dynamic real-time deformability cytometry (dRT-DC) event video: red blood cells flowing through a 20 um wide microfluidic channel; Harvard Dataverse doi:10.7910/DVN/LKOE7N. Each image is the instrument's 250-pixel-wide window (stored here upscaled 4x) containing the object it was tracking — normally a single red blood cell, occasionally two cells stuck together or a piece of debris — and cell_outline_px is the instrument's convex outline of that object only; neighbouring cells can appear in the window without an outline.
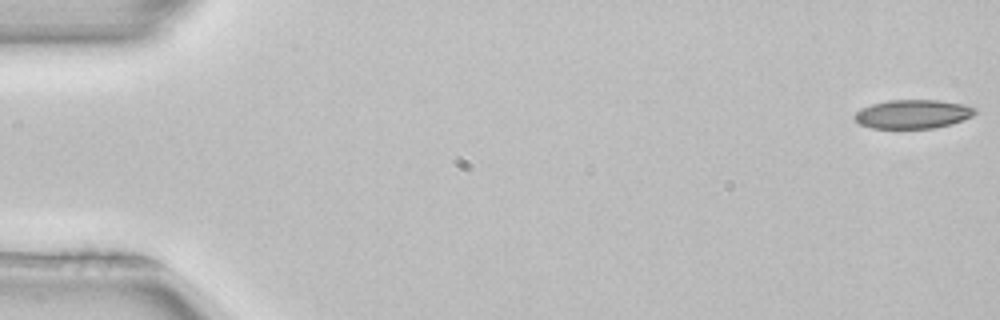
{"species": "common noctule bat (a hibernating species)", "species_latin": "Nyctalus noctula", "temperature_condition": "room temperature", "stored_images_in_passage": 52, "camera_frame_rate_fps": 3000, "um_per_image_px": 0.085, "animal": {"sex": "female", "body_mass_g": 22.7, "forearm_length_mm": 54.2}, "frame": {"image": 1, "passage_image": 1, "time_ms": 0.0, "image_size_px": [1000, 320], "cell_outline_px": [[976, 112], [972, 116], [952, 124], [936, 128], [872, 128], [860, 124], [852, 116], [856, 112], [872, 104], [888, 100], [940, 100], [964, 104], [976, 108]], "centroid_in_image_um": [77.62, 9.69], "position_along_channel_um": 7.4, "area_um2": 20.23}}
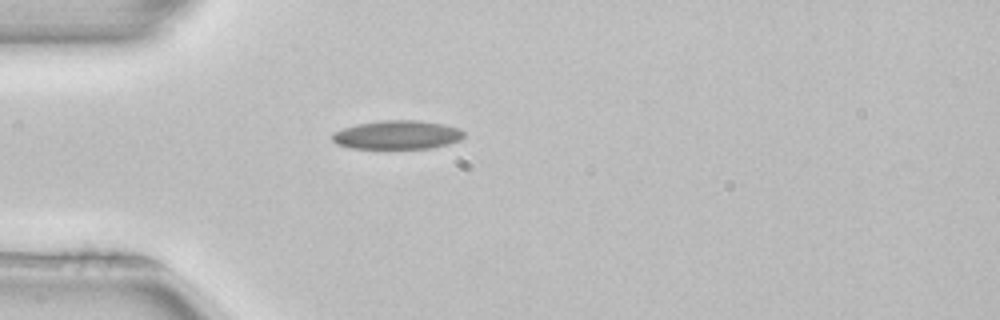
{"frame": {"image": 2, "passage_image": 15, "time_ms": 4.667, "image_size_px": [1000, 320], "cell_outline_px": [[464, 136], [460, 140], [448, 144], [432, 148], [352, 148], [336, 144], [332, 140], [332, 132], [356, 124], [384, 120], [416, 120], [444, 124], [460, 128], [464, 132]], "centroid_in_image_um": [33.77, 11.46], "position_along_channel_um": 51.2, "area_um2": 22.08}, "authors_computed_cell_mechanics": {"area_um2": 21.0681, "velocity_mm_per_s": 3.959, "shape_relaxation_time_tau1_ms": 6.9944, "shape_relaxation_time_tau2_ms": null, "deformation_change_tau1": 0.1554, "deformation_change_tau2": null}}